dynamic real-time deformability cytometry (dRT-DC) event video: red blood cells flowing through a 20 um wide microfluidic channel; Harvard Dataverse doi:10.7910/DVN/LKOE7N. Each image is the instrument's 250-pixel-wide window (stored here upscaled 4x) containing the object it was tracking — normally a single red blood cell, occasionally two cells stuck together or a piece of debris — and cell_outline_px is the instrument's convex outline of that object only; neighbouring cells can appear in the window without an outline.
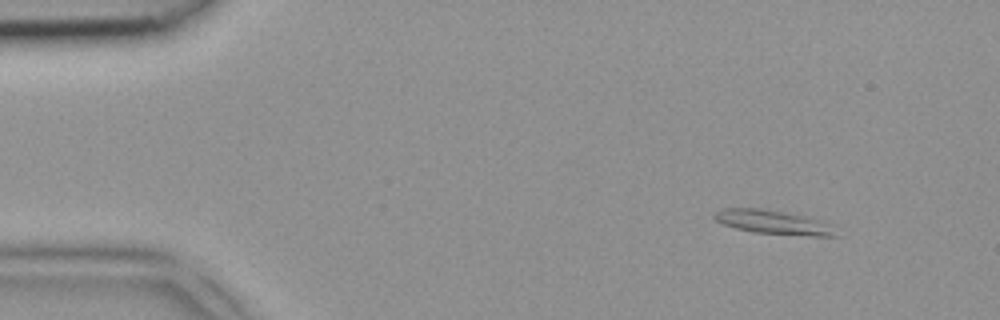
{"species": "common noctule bat (a hibernating species)", "species_latin": "Nyctalus noctula", "temperature_condition": "room temperature", "stored_images_in_passage": 3, "camera_frame_rate_fps": 3000, "um_per_image_px": 0.085, "animal": {"sex": "female", "body_mass_g": 18.4}, "frame": {"image": 1, "passage_image": 1, "time_ms": 0.0, "image_size_px": [1000, 320], "cell_outline_px": [[840, 236], [812, 236], [752, 232], [736, 228], [724, 224], [716, 220], [712, 216], [716, 212], [724, 208], [760, 208], [808, 216], [824, 220]], "centroid_in_image_um": [65.76, 18.88], "position_along_channel_um": 19.2, "area_um2": 16.99}}